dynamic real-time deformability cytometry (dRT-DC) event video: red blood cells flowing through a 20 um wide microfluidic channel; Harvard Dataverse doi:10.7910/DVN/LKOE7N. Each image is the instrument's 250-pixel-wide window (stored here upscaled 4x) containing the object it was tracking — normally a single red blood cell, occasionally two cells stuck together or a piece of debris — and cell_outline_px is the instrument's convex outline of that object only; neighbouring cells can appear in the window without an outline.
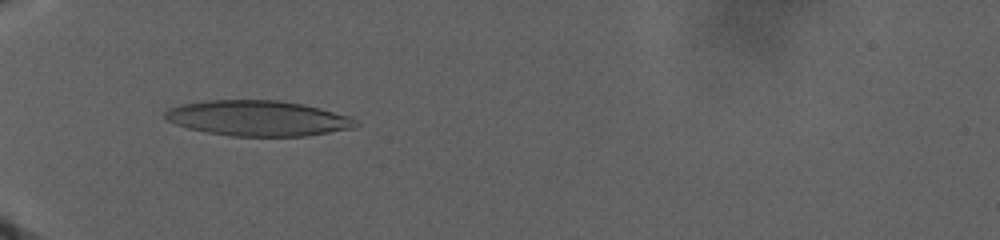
{"species": "human", "species_latin": "Homo sapiens", "temperature_condition": "warm", "stored_images_in_passage": 36, "camera_frame_rate_fps": 3000, "um_per_image_px": 0.085, "donor": {"sex": "male"}, "frame": {"image": 1, "passage_image": 3, "time_ms": 1.667, "image_size_px": [1000, 240], "cell_outline_px": [[360, 124], [356, 128], [308, 136], [232, 136], [208, 132], [188, 128], [176, 124], [168, 120], [164, 116], [164, 112], [168, 108], [180, 104], [208, 100], [276, 100], [300, 104], [320, 108], [348, 116], [360, 120]], "centroid_in_image_um": [21.96, 10.05], "position_along_channel_um": 63.0, "area_um2": 39.48}}
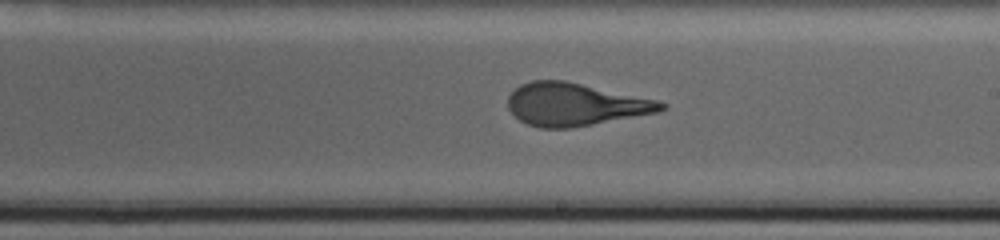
{"frame": {"image": 2, "passage_image": 16, "time_ms": 11.0, "image_size_px": [1000, 240], "cell_outline_px": [[668, 108], [660, 112], [572, 128], [540, 128], [528, 124], [520, 120], [508, 108], [508, 96], [520, 84], [532, 80], [564, 80], [656, 100], [668, 104]], "centroid_in_image_um": [48.89, 8.88], "position_along_channel_um": 240.1, "area_um2": 38.03}}
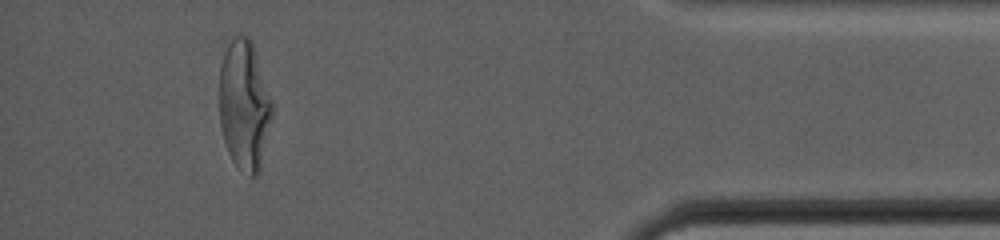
{"frame": {"image": 3, "passage_image": 32, "time_ms": 21.333, "image_size_px": [1000, 240], "cell_outline_px": [[276, 112], [260, 172], [256, 176], [248, 176], [236, 168], [228, 152], [224, 140], [220, 124], [220, 64], [224, 52], [232, 36], [248, 36], [252, 40], [276, 104]], "centroid_in_image_um": [20.85, 8.98], "position_along_channel_um": 414.4, "area_um2": 41.85}, "authors_computed_cell_mechanics": {"area_um2": 38.726, "velocity_mm_per_s": 2.0659, "shape_relaxation_time_tau1_ms": null, "shape_relaxation_time_tau2_ms": 1.7568, "deformation_change_tau1": null, "deformation_change_tau2": 0.1023}}